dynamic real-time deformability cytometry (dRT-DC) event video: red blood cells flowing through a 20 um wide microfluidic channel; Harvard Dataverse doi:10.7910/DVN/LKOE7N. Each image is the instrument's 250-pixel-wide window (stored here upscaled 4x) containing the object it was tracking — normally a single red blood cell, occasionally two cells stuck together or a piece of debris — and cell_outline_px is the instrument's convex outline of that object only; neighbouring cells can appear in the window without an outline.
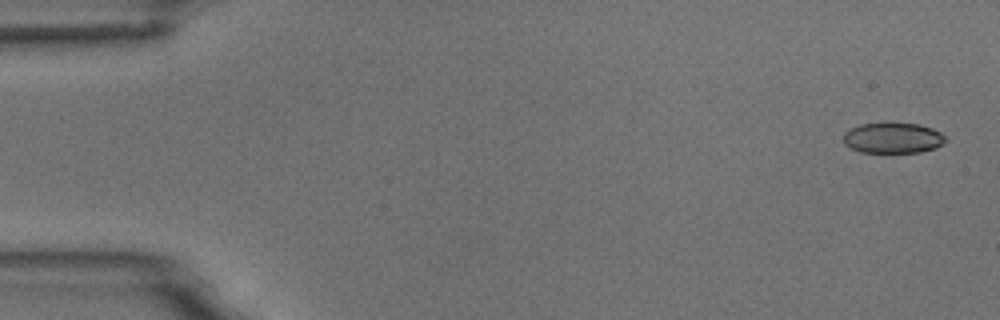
{"species": "common noctule bat (a hibernating species)", "species_latin": "Nyctalus noctula", "temperature_condition": "room temperature", "stored_images_in_passage": 53, "camera_frame_rate_fps": 3000, "um_per_image_px": 0.085, "animal": {"sex": "male", "body_mass_g": 18.8}, "frame": {"image": 1, "passage_image": 1, "time_ms": 0.0, "image_size_px": [1000, 320], "cell_outline_px": [[948, 140], [936, 148], [920, 152], [860, 152], [844, 144], [844, 132], [860, 124], [920, 124], [932, 128], [940, 132]], "centroid_in_image_um": [75.92, 11.74], "position_along_channel_um": 9.1, "area_um2": 17.98}}
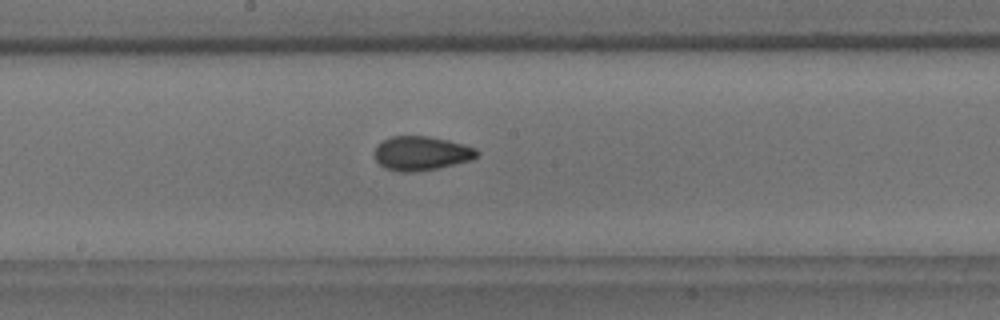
{"frame": {"image": 2, "passage_image": 28, "time_ms": 9.0, "image_size_px": [1000, 320], "cell_outline_px": [[480, 152], [472, 160], [436, 168], [412, 172], [400, 172], [384, 168], [376, 160], [376, 144], [392, 136], [428, 136], [448, 140], [464, 144], [476, 148]], "centroid_in_image_um": [35.82, 13.02], "position_along_channel_um": 212.4, "area_um2": 20.29}}
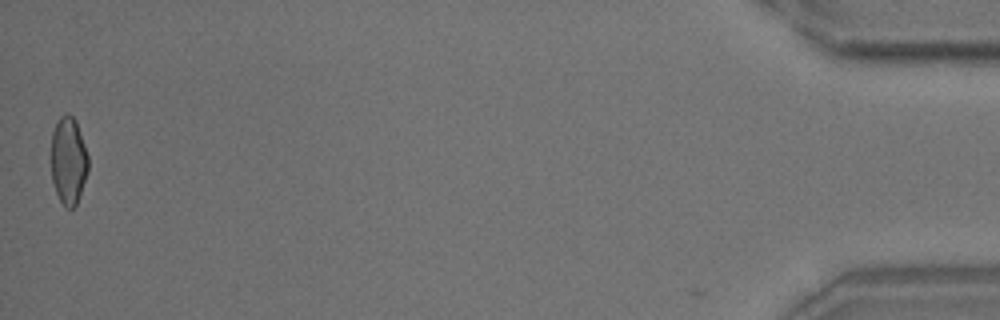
{"frame": {"image": 3, "passage_image": 53, "time_ms": 17.333, "image_size_px": [1000, 320], "cell_outline_px": [[88, 172], [76, 204], [72, 208], [64, 208], [56, 192], [52, 180], [52, 132], [60, 116], [64, 112], [68, 112], [76, 120], [88, 156]], "centroid_in_image_um": [5.82, 13.64], "position_along_channel_um": 429.4, "area_um2": 18.84}, "authors_computed_cell_mechanics": {"area_um2": 19.8832, "velocity_mm_per_s": 3.735, "shape_relaxation_time_tau1_ms": null, "shape_relaxation_time_tau2_ms": 1.3955, "deformation_change_tau1": null, "deformation_change_tau2": 0.0686}}